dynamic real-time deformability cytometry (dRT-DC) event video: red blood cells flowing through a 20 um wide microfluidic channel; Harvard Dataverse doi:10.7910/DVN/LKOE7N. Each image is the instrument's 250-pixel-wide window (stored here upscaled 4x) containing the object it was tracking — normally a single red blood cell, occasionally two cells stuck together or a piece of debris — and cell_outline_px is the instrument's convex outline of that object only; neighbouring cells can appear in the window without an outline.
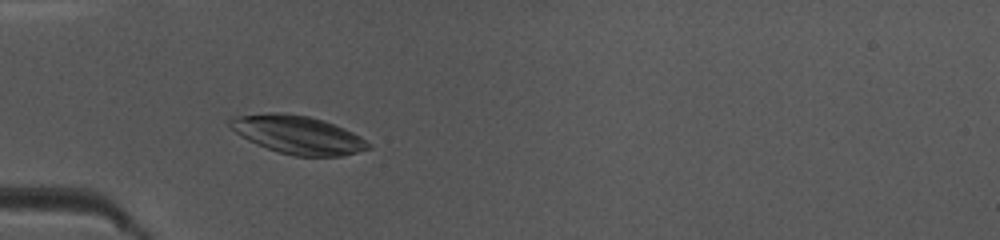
{"species": "common noctule bat (a hibernating species)", "species_latin": "Nyctalus noctula", "temperature_condition": "warm", "stored_images_in_passage": 22, "camera_frame_rate_fps": 3000, "um_per_image_px": 0.085, "animal": {"sex": "female", "body_mass_g": 10.0, "forearm_length_mm": 53.1}, "frame": {"image": 1, "passage_image": 3, "time_ms": 0.667, "image_size_px": [1000, 240], "cell_outline_px": [[372, 148], [344, 156], [296, 156], [280, 152], [256, 144], [240, 136], [228, 128], [228, 120], [232, 116], [268, 112], [284, 112], [308, 116], [324, 120], [344, 128], [360, 136], [372, 144]], "centroid_in_image_um": [25.29, 11.44], "position_along_channel_um": 59.7, "area_um2": 31.21}}
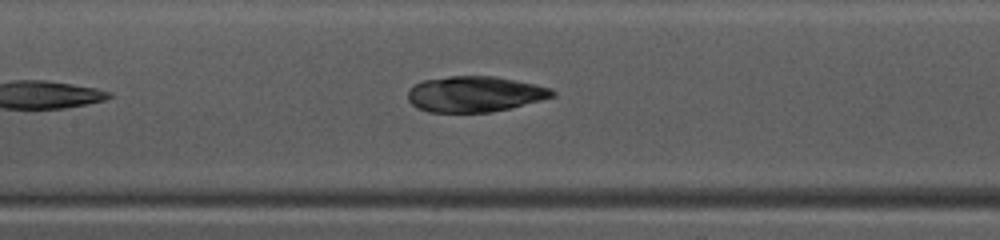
{"frame": {"image": 2, "passage_image": 11, "time_ms": 3.333, "image_size_px": [1000, 240], "cell_outline_px": [[556, 96], [492, 112], [428, 112], [416, 108], [408, 100], [408, 92], [416, 84], [424, 80], [448, 76], [492, 76], [552, 88], [556, 92]], "centroid_in_image_um": [40.33, 8.0], "position_along_channel_um": 167.1, "area_um2": 29.77}}
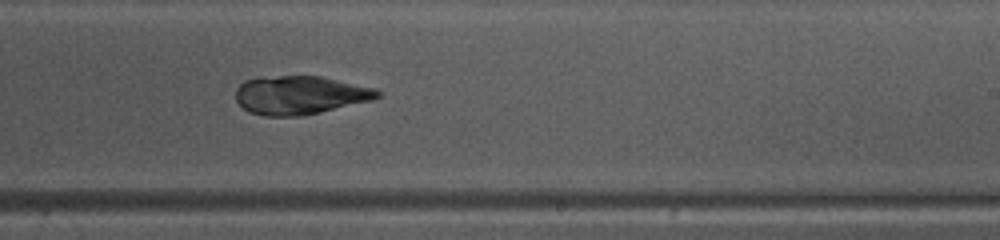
{"frame": {"image": 3, "passage_image": 18, "time_ms": 5.667, "image_size_px": [1000, 240], "cell_outline_px": [[380, 96], [372, 100], [300, 116], [264, 116], [248, 112], [236, 100], [236, 88], [244, 80], [280, 76], [320, 76], [376, 88], [380, 92]], "centroid_in_image_um": [25.49, 8.08], "position_along_channel_um": 263.5, "area_um2": 31.5}}